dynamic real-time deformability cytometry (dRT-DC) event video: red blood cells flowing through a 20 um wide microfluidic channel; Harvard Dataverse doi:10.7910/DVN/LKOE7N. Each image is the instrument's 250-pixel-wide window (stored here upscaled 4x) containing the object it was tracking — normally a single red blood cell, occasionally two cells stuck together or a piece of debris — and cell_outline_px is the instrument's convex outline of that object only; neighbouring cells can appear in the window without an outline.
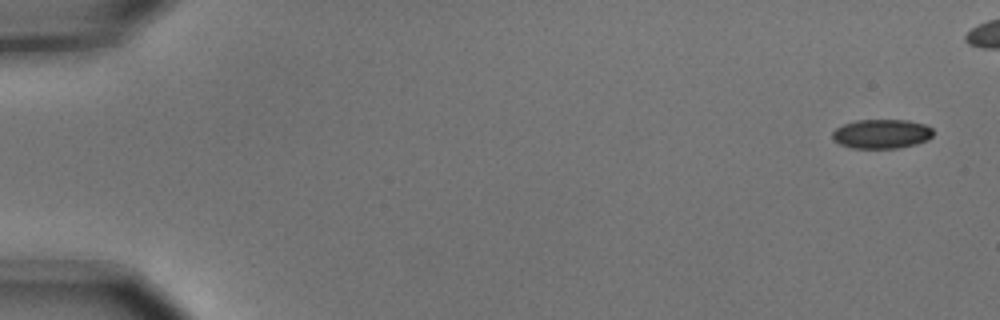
{"species": "common noctule bat (a hibernating species)", "species_latin": "Nyctalus noctula", "temperature_condition": "cold", "stored_images_in_passage": 6, "camera_frame_rate_fps": 3000, "um_per_image_px": 0.085, "animal": {"sex": "male", "body_mass_g": 15.6}, "frame": {"image": 1, "passage_image": 1, "time_ms": 0.0, "image_size_px": [1000, 320], "cell_outline_px": [[932, 136], [928, 140], [916, 144], [896, 148], [852, 148], [840, 144], [832, 140], [832, 132], [836, 128], [844, 124], [856, 120], [908, 120], [924, 124], [932, 128]], "centroid_in_image_um": [74.92, 11.38], "position_along_channel_um": 10.1, "area_um2": 17.22}}